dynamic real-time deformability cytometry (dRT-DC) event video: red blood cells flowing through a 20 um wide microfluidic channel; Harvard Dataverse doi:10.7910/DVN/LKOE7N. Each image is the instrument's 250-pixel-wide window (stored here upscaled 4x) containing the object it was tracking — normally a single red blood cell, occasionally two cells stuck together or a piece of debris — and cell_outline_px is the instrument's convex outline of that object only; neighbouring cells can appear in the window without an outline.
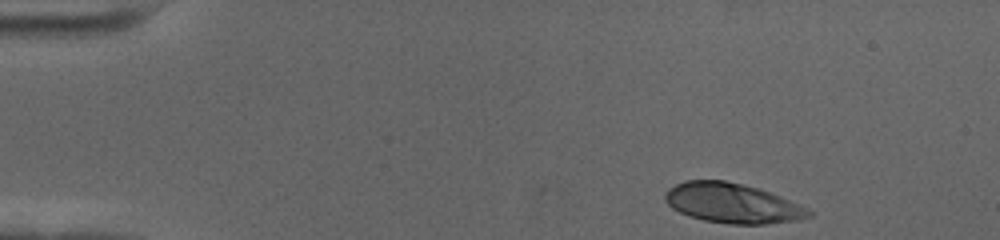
{"species": "human", "species_latin": "Homo sapiens", "temperature_condition": "cold", "stored_images_in_passage": 43, "camera_frame_rate_fps": 3000, "um_per_image_px": 0.085, "donor": {"sex": "female"}, "frame": {"image": 1, "passage_image": 1, "time_ms": 0.0, "image_size_px": [1000, 240], "cell_outline_px": [[812, 216], [800, 220], [764, 224], [728, 224], [704, 220], [688, 216], [672, 208], [664, 200], [664, 196], [668, 188], [684, 180], [724, 180], [760, 188], [808, 208], [812, 212]], "centroid_in_image_um": [62.24, 17.27], "position_along_channel_um": 22.8, "area_um2": 33.47}}
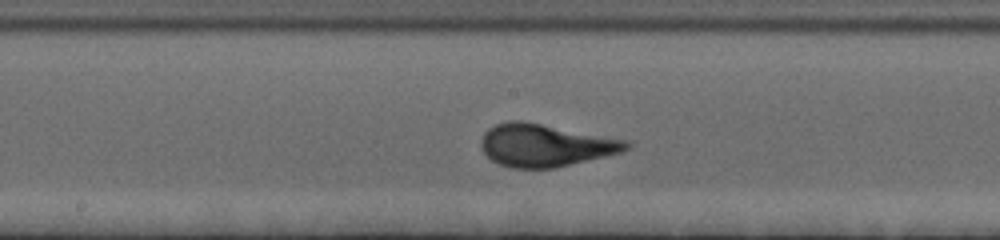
{"frame": {"image": 2, "passage_image": 24, "time_ms": 7.667, "image_size_px": [1000, 240], "cell_outline_px": [[632, 144], [628, 148], [620, 152], [556, 168], [512, 168], [500, 164], [492, 160], [484, 152], [480, 144], [480, 140], [484, 132], [488, 128], [496, 124], [512, 120], [520, 120], [628, 140]], "centroid_in_image_um": [46.32, 12.35], "position_along_channel_um": 201.9, "area_um2": 35.78}}
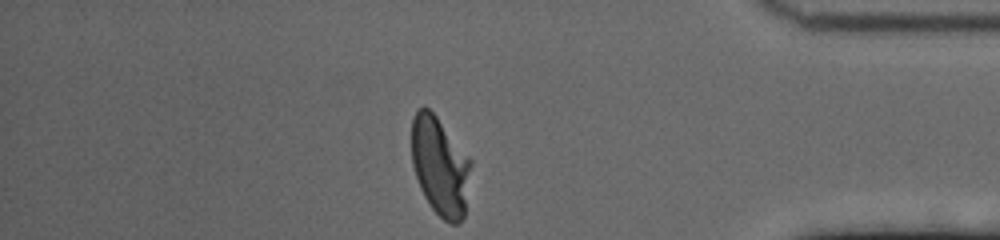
{"frame": {"image": 3, "passage_image": 43, "time_ms": 14.0, "image_size_px": [1000, 240], "cell_outline_px": [[472, 164], [464, 216], [456, 224], [448, 224], [432, 208], [424, 196], [420, 188], [412, 164], [412, 120], [416, 112], [424, 104], [436, 116], [472, 160]], "centroid_in_image_um": [37.41, 14.13], "position_along_channel_um": 397.8, "area_um2": 33.99}, "authors_computed_cell_mechanics": {"area_um2": 33.9864, "velocity_mm_per_s": 3.5262, "shape_relaxation_time_tau1_ms": 4.3438, "shape_relaxation_time_tau2_ms": null, "deformation_change_tau1": 0.1979, "deformation_change_tau2": null}}